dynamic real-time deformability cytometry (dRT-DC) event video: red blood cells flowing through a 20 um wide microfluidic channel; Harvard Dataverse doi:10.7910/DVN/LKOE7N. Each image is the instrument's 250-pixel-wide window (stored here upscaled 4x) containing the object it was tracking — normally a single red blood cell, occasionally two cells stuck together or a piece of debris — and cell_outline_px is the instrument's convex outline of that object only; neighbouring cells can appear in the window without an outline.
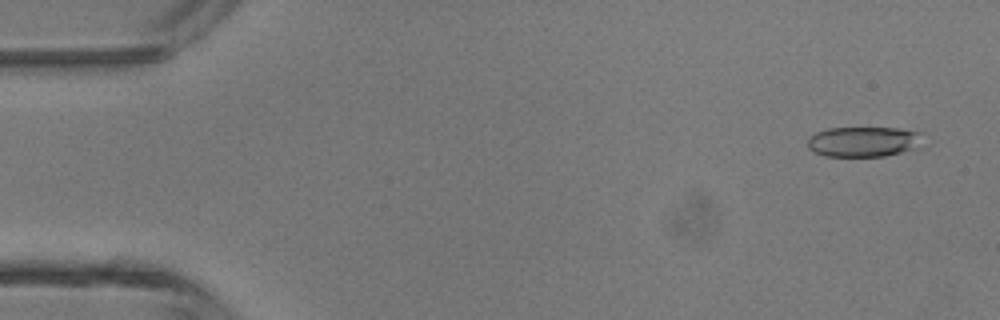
{"species": "common noctule bat (a hibernating species)", "species_latin": "Nyctalus noctula", "temperature_condition": "room temperature", "stored_images_in_passage": 45, "camera_frame_rate_fps": 3000, "um_per_image_px": 0.085, "animal": {"sex": "male", "body_mass_g": 13.3}, "frame": {"image": 1, "passage_image": 2, "time_ms": 0.333, "image_size_px": [1000, 320], "cell_outline_px": [[920, 132], [916, 148], [884, 156], [824, 156], [808, 148], [808, 136], [816, 132], [828, 128], [896, 128]], "centroid_in_image_um": [73.31, 12.04], "position_along_channel_um": 11.7, "area_um2": 19.94}}
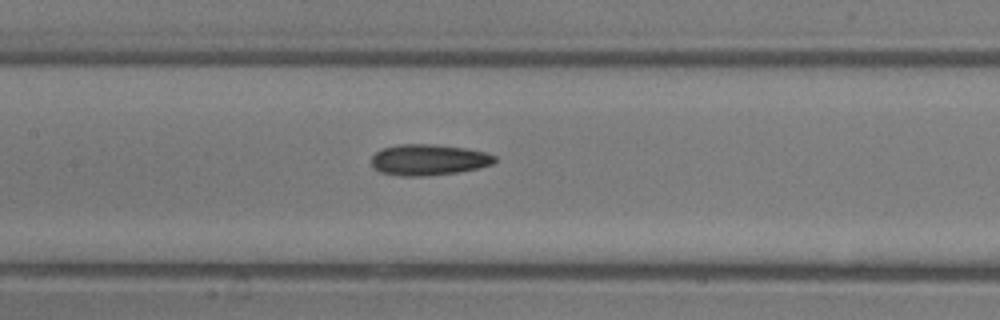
{"frame": {"image": 2, "passage_image": 21, "time_ms": 6.667, "image_size_px": [1000, 320], "cell_outline_px": [[496, 160], [492, 164], [460, 172], [424, 176], [400, 176], [380, 172], [372, 164], [372, 156], [380, 148], [400, 144], [432, 144], [464, 148], [484, 152], [496, 156]], "centroid_in_image_um": [36.41, 13.58], "position_along_channel_um": 171.0, "area_um2": 22.2}}
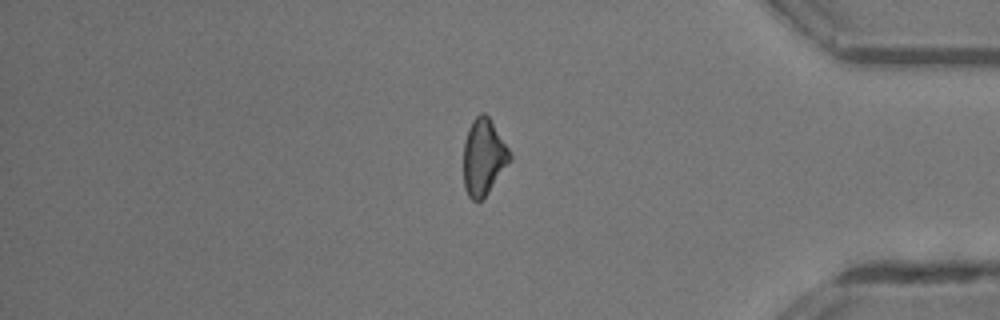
{"frame": {"image": 3, "passage_image": 38, "time_ms": 12.333, "image_size_px": [1000, 320], "cell_outline_px": [[512, 160], [488, 192], [480, 200], [472, 200], [468, 196], [464, 188], [464, 140], [468, 128], [472, 120], [480, 112], [484, 112], [488, 116], [508, 148], [512, 156]], "centroid_in_image_um": [41.1, 13.34], "position_along_channel_um": 394.1, "area_um2": 20.52}, "authors_computed_cell_mechanics": {"area_um2": 21.1548, "velocity_mm_per_s": 4.4505, "shape_relaxation_time_tau1_ms": 3.495, "shape_relaxation_time_tau2_ms": 6.1518, "deformation_change_tau1": 0.0927, "deformation_change_tau2": 0.1904}}